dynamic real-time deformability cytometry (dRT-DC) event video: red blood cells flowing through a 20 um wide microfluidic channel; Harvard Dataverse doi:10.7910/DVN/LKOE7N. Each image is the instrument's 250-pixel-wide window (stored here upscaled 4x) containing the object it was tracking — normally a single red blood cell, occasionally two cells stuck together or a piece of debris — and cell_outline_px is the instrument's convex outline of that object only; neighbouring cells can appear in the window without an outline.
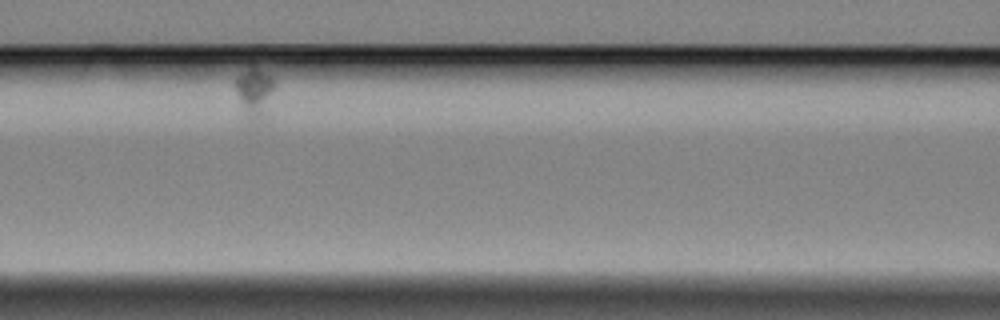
{"species": "Egyptian fruit bat (a non-hibernating species)", "species_latin": "Rousettus aegyptiacus", "temperature_condition": "cold", "stored_images_in_passage": 42, "camera_frame_rate_fps": 3000, "um_per_image_px": 0.085, "animal": {"sex": "female"}, "frame": {"image": 1, "passage_image": 13, "time_ms": 4.0, "image_size_px": [1000, 320], "cell_outline_px": [[276, 84], [264, 116], [256, 124], [248, 124], [244, 116], [236, 92], [236, 80], [252, 64], [272, 76], [276, 80]], "centroid_in_image_um": [21.65, 7.91], "position_along_channel_um": 144.9, "area_um2": 11.56}}
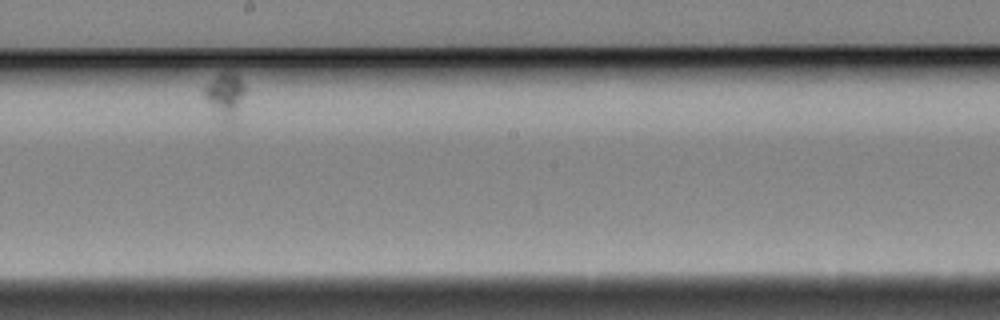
{"frame": {"image": 2, "passage_image": 24, "time_ms": 7.667, "image_size_px": [1000, 320], "cell_outline_px": [[248, 88], [236, 124], [228, 128], [224, 124], [204, 96], [204, 84], [220, 72], [236, 72]], "centroid_in_image_um": [19.23, 8.18], "position_along_channel_um": 229.0, "area_um2": 11.73}}
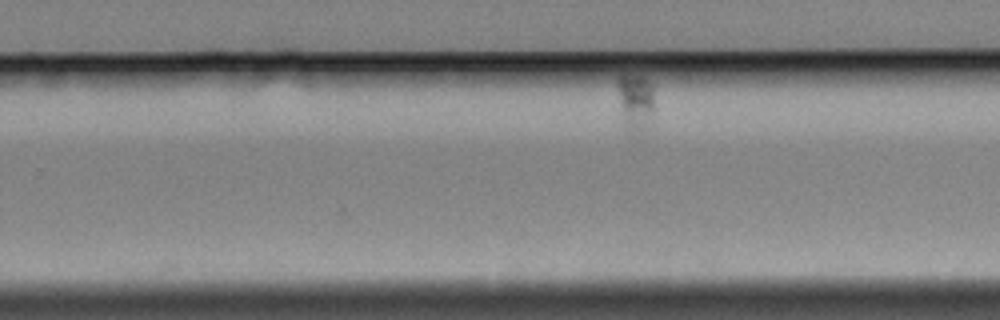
{"frame": {"image": 3, "passage_image": 30, "time_ms": 9.667, "image_size_px": [1000, 320], "cell_outline_px": [[652, 108], [640, 128], [632, 132], [624, 128], [616, 84], [616, 80], [620, 76], [640, 76], [648, 80], [652, 84]], "centroid_in_image_um": [53.92, 8.54], "position_along_channel_um": 275.9, "area_um2": 11.27}}